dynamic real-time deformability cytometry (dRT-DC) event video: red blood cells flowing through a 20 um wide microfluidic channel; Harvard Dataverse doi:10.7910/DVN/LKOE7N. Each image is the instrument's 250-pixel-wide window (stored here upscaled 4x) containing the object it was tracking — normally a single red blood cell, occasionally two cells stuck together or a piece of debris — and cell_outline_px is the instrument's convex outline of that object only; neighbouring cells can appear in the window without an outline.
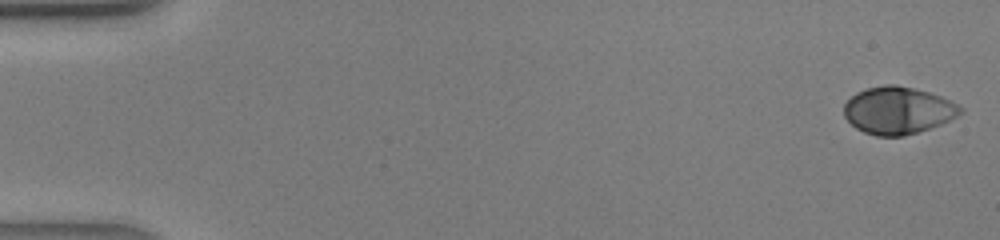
{"species": "human", "species_latin": "Homo sapiens", "temperature_condition": "warm", "stored_images_in_passage": 42, "camera_frame_rate_fps": 3000, "um_per_image_px": 0.085, "donor": {"sex": "male"}, "frame": {"image": 1, "passage_image": 1, "time_ms": 0.0, "image_size_px": [1000, 240], "cell_outline_px": [[964, 112], [940, 124], [904, 136], [876, 136], [864, 132], [856, 128], [844, 116], [844, 104], [856, 92], [868, 88], [884, 84], [896, 84], [928, 92], [940, 96], [964, 108]], "centroid_in_image_um": [76.31, 9.38], "position_along_channel_um": 8.7, "area_um2": 31.79}}
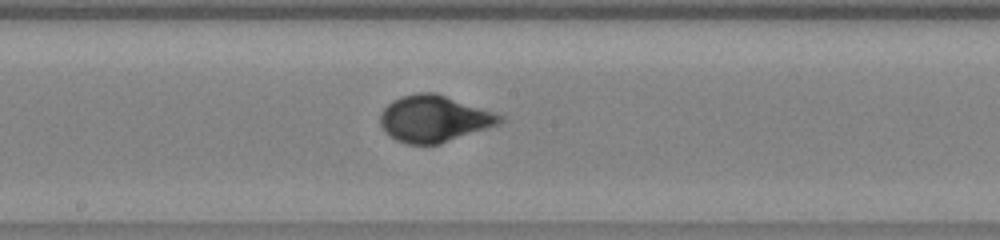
{"frame": {"image": 2, "passage_image": 23, "time_ms": 7.333, "image_size_px": [1000, 240], "cell_outline_px": [[504, 120], [500, 124], [440, 144], [408, 144], [396, 140], [384, 132], [380, 124], [380, 112], [392, 100], [400, 96], [416, 92], [436, 92], [504, 116]], "centroid_in_image_um": [36.87, 10.09], "position_along_channel_um": 211.3, "area_um2": 32.6}}
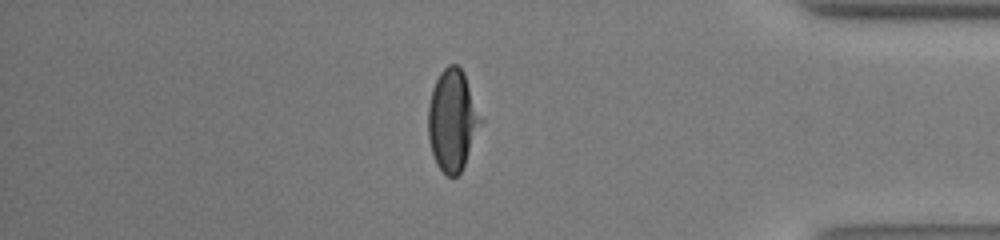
{"frame": {"image": 3, "passage_image": 36, "time_ms": 11.667, "image_size_px": [1000, 240], "cell_outline_px": [[484, 120], [464, 164], [460, 172], [456, 176], [448, 176], [436, 164], [432, 152], [428, 136], [428, 104], [432, 88], [440, 72], [448, 64], [456, 64], [464, 72]], "centroid_in_image_um": [38.47, 10.18], "position_along_channel_um": 396.7, "area_um2": 31.21}}